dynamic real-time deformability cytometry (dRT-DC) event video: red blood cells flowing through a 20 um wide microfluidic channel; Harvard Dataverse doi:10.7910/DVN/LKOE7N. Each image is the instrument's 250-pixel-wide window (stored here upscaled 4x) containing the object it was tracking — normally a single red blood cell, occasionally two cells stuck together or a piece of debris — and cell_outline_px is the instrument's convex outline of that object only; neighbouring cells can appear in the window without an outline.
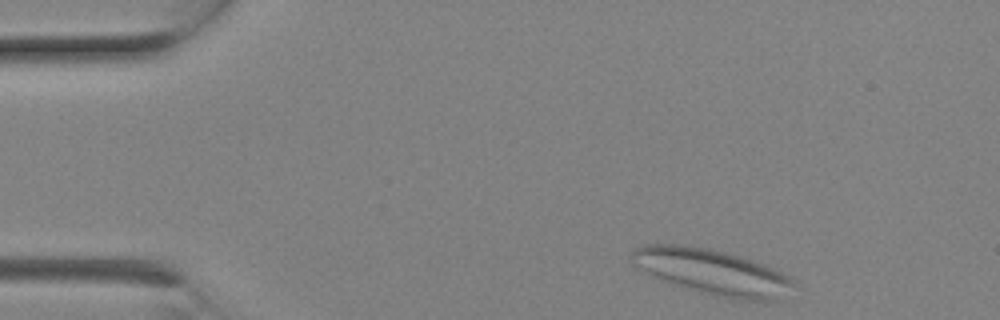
{"species": "Egyptian fruit bat (a non-hibernating species)", "species_latin": "Rousettus aegyptiacus", "temperature_condition": "room temperature", "stored_images_in_passage": 7, "camera_frame_rate_fps": 3000, "um_per_image_px": 0.085, "animal": {"sex": "female"}, "frame": {"image": 1, "passage_image": 1, "time_ms": 0.0, "image_size_px": [1000, 320], "cell_outline_px": [[796, 284], [780, 300], [740, 300], [716, 296], [700, 292], [672, 284], [660, 280], [652, 276], [632, 264], [632, 252], [636, 248], [644, 244], [680, 244], [708, 248], [740, 256], [764, 264], [796, 280]], "centroid_in_image_um": [60.54, 23.12], "position_along_channel_um": 24.5, "area_um2": 43.0}}